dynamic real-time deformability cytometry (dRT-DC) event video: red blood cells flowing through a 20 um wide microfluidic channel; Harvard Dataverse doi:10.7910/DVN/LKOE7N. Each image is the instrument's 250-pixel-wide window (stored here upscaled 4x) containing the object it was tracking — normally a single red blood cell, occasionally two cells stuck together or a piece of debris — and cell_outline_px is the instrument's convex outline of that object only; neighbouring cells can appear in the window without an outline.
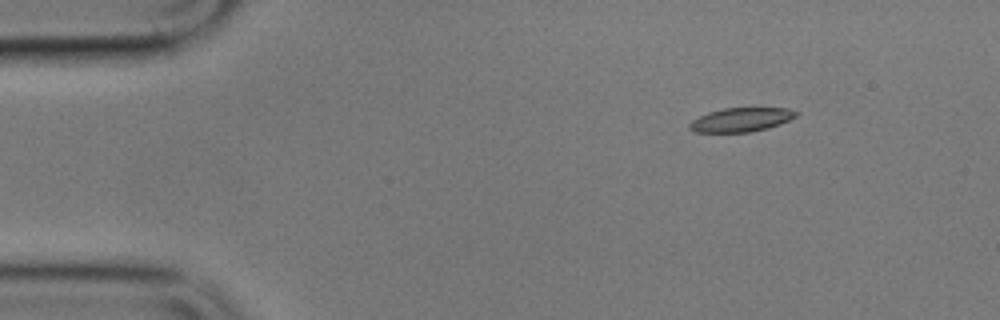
{"species": "common noctule bat (a hibernating species)", "species_latin": "Nyctalus noctula", "temperature_condition": "cold", "stored_images_in_passage": 6, "camera_frame_rate_fps": 3000, "um_per_image_px": 0.085, "animal": {"sex": "male", "body_mass_g": 17.9}, "frame": {"image": 1, "passage_image": 3, "time_ms": 2.0, "image_size_px": [1000, 320], "cell_outline_px": [[800, 112], [796, 116], [780, 124], [768, 128], [752, 132], [696, 132], [688, 128], [688, 124], [692, 120], [708, 112], [724, 108], [788, 108]], "centroid_in_image_um": [63.0, 10.17], "position_along_channel_um": 22.0, "area_um2": 14.91}}
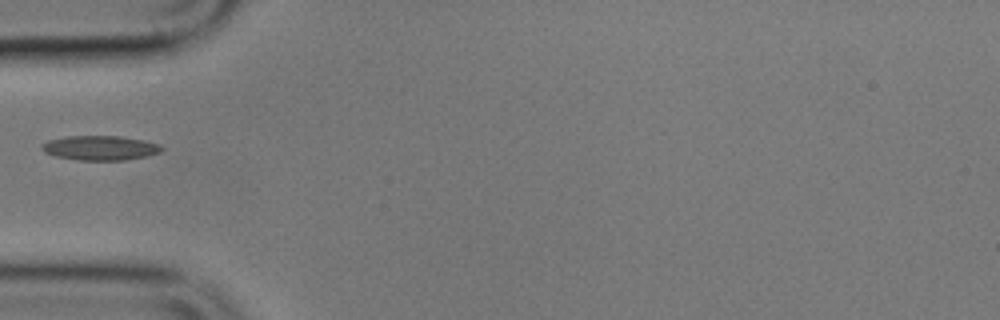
{"frame": {"image": 2, "passage_image": 6, "time_ms": 5.667, "image_size_px": [1000, 320], "cell_outline_px": [[164, 148], [160, 152], [144, 156], [124, 160], [80, 160], [56, 156], [44, 152], [40, 148], [40, 144], [48, 140], [68, 136], [120, 136], [144, 140], [160, 144]], "centroid_in_image_um": [8.49, 12.56], "position_along_channel_um": 76.5, "area_um2": 17.11}}